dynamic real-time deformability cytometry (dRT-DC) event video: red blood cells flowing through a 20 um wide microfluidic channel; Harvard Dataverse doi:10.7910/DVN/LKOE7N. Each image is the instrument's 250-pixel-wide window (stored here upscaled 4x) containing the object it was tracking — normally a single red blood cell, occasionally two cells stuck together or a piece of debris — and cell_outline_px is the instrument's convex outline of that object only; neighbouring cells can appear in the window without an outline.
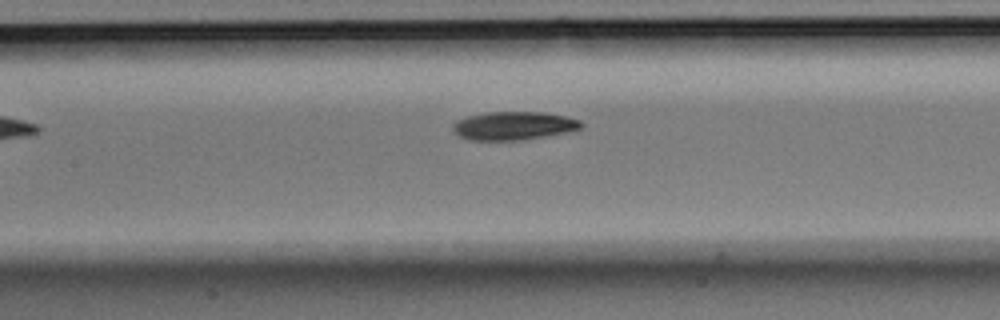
{"species": "Egyptian fruit bat (a non-hibernating species)", "species_latin": "Rousettus aegyptiacus", "temperature_condition": "room temperature", "stored_images_in_passage": 7, "camera_frame_rate_fps": 3000, "um_per_image_px": 0.085, "animal": {"sex": "male"}, "frame": {"image": 1, "passage_image": 6, "time_ms": 1.667, "image_size_px": [1000, 320], "cell_outline_px": [[584, 124], [580, 128], [568, 132], [524, 140], [468, 140], [460, 136], [452, 128], [452, 124], [456, 120], [468, 116], [484, 112], [544, 112], [564, 116], [580, 120]], "centroid_in_image_um": [43.65, 10.69], "position_along_channel_um": 163.7, "area_um2": 21.27}}
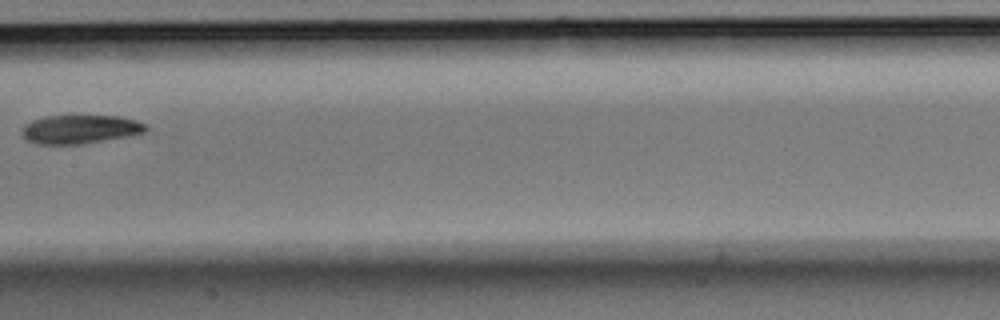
{"frame": {"image": 2, "passage_image": 7, "time_ms": 2.0, "image_size_px": [1000, 320], "cell_outline_px": [[148, 128], [144, 132], [124, 136], [80, 144], [36, 144], [28, 140], [20, 132], [24, 124], [32, 120], [44, 116], [120, 116], [136, 120], [144, 124]], "centroid_in_image_um": [6.74, 10.97], "position_along_channel_um": 200.7, "area_um2": 20.46}}